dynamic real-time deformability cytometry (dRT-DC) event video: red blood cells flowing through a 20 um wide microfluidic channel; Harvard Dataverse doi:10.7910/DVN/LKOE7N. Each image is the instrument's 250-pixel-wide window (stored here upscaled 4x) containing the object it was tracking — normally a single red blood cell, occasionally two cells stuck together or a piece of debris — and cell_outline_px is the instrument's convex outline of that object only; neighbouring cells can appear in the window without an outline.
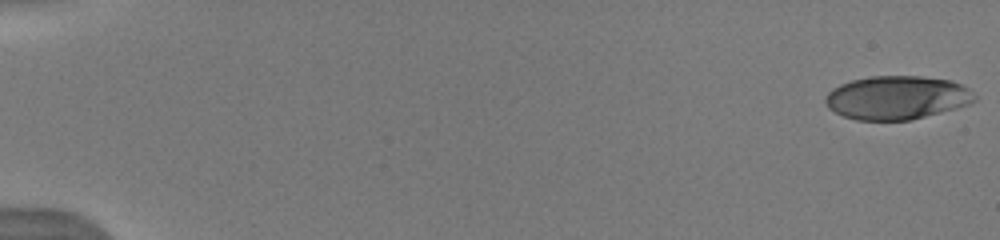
{"species": "human", "species_latin": "Homo sapiens", "temperature_condition": "warm", "stored_images_in_passage": 14, "camera_frame_rate_fps": 3000, "um_per_image_px": 0.085, "donor": {"sex": "male"}, "frame": {"image": 1, "passage_image": 1, "time_ms": 0.0, "image_size_px": [1000, 240], "cell_outline_px": [[976, 100], [968, 104], [912, 120], [856, 120], [844, 116], [828, 108], [824, 100], [824, 96], [832, 88], [840, 84], [852, 80], [872, 76], [920, 76], [952, 80], [968, 88], [976, 96]], "centroid_in_image_um": [76.21, 8.29], "position_along_channel_um": 8.8, "area_um2": 37.86}}
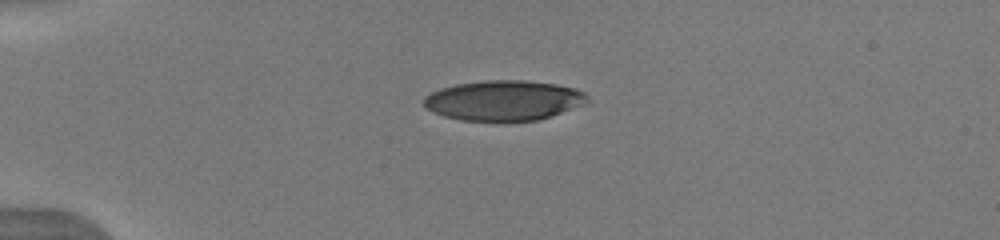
{"frame": {"image": 2, "passage_image": 10, "time_ms": 4.333, "image_size_px": [1000, 240], "cell_outline_px": [[588, 104], [536, 120], [504, 124], [460, 120], [444, 116], [432, 112], [424, 108], [424, 96], [440, 88], [456, 84], [484, 80], [524, 80], [556, 84], [576, 88], [584, 92], [588, 96]], "centroid_in_image_um": [42.81, 8.57], "position_along_channel_um": 42.2, "area_um2": 39.36}}